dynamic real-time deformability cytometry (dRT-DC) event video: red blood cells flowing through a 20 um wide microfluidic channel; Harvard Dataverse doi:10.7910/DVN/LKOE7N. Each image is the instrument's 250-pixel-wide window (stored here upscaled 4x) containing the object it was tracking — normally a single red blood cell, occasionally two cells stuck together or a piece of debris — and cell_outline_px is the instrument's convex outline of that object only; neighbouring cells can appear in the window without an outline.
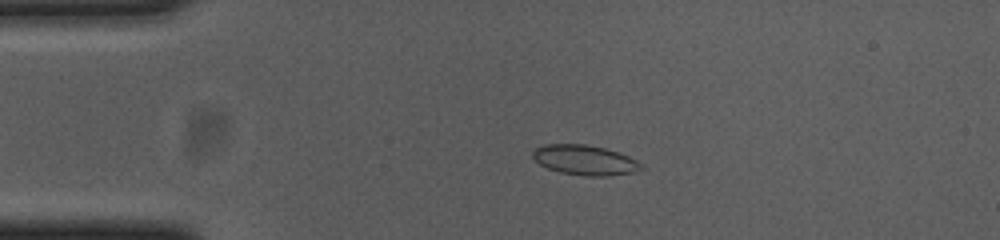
{"species": "common noctule bat (a hibernating species)", "species_latin": "Nyctalus noctula", "temperature_condition": "cold", "stored_images_in_passage": 54, "camera_frame_rate_fps": 3000, "um_per_image_px": 0.085, "animal": {"sex": "female", "body_mass_g": 23.0, "forearm_length_mm": 53.4}, "frame": {"image": 1, "passage_image": 11, "time_ms": 3.333, "image_size_px": [1000, 240], "cell_outline_px": [[644, 168], [632, 172], [608, 176], [584, 176], [560, 172], [548, 168], [540, 164], [532, 156], [532, 152], [536, 148], [544, 144], [584, 144], [604, 148], [628, 156], [644, 164]], "centroid_in_image_um": [49.71, 13.61], "position_along_channel_um": 35.3, "area_um2": 18.84}}
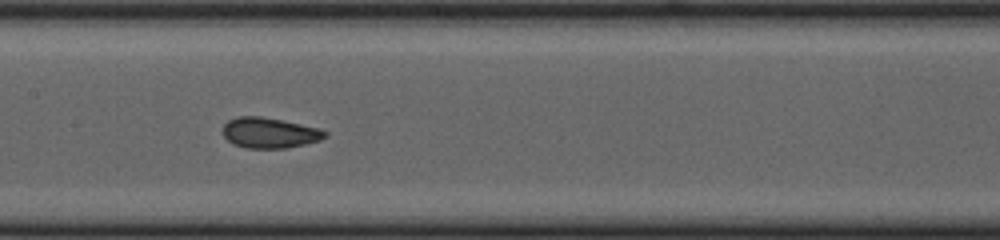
{"frame": {"image": 2, "passage_image": 26, "time_ms": 8.333, "image_size_px": [1000, 240], "cell_outline_px": [[328, 136], [320, 140], [304, 144], [284, 148], [248, 148], [232, 144], [224, 136], [224, 124], [228, 120], [236, 116], [260, 116], [320, 128], [328, 132]], "centroid_in_image_um": [22.92, 11.29], "position_along_channel_um": 184.5, "area_um2": 18.09}}
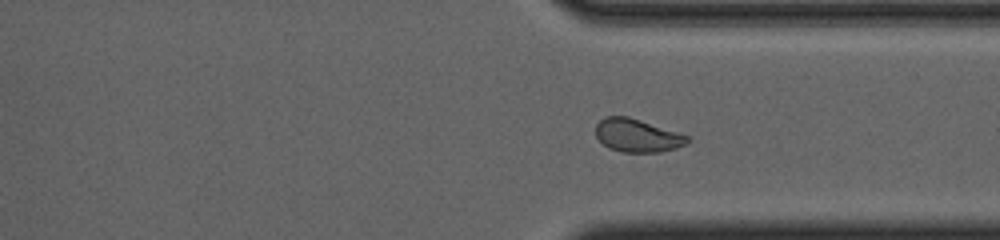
{"frame": {"image": 3, "passage_image": 40, "time_ms": 13.0, "image_size_px": [1000, 240], "cell_outline_px": [[692, 140], [676, 148], [660, 152], [620, 152], [608, 148], [596, 136], [596, 124], [604, 116], [628, 116], [688, 136]], "centroid_in_image_um": [54.14, 11.52], "position_along_channel_um": 357.3, "area_um2": 17.57}, "authors_computed_cell_mechanics": {"area_um2": 18.3804, "velocity_mm_per_s": 3.7017, "shape_relaxation_time_tau1_ms": 8.5079, "shape_relaxation_time_tau2_ms": 1.3236, "deformation_change_tau1": 0.1432, "deformation_change_tau2": 0.0657}}